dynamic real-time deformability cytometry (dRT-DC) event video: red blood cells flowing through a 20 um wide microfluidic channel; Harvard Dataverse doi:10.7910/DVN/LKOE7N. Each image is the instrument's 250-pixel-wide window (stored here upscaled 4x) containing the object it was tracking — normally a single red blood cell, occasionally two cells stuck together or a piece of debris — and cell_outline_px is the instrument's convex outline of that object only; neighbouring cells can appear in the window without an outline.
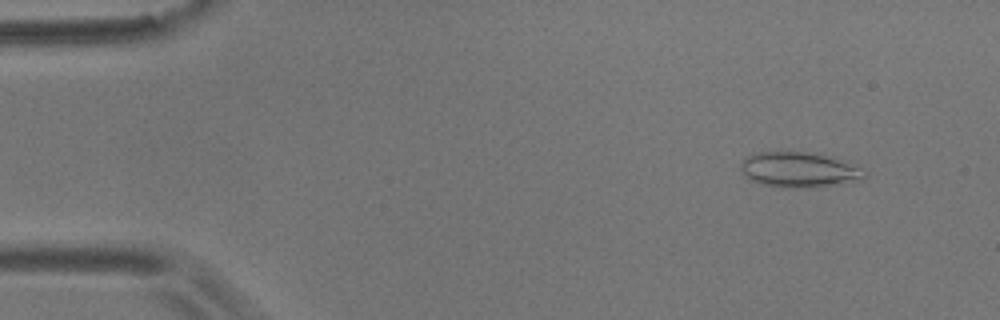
{"species": "common noctule bat (a hibernating species)", "species_latin": "Nyctalus noctula", "temperature_condition": "room temperature", "stored_images_in_passage": 5, "camera_frame_rate_fps": 3000, "um_per_image_px": 0.085, "animal": {"sex": "male", "body_mass_g": 17.9}, "frame": {"image": 1, "passage_image": 2, "time_ms": 0.333, "image_size_px": [1000, 320], "cell_outline_px": [[868, 176], [860, 180], [812, 188], [784, 188], [764, 184], [752, 180], [744, 176], [740, 168], [740, 164], [748, 156], [756, 152], [804, 152], [824, 156], [860, 168], [868, 172]], "centroid_in_image_um": [67.88, 14.45], "position_along_channel_um": 17.1, "area_um2": 24.97}}